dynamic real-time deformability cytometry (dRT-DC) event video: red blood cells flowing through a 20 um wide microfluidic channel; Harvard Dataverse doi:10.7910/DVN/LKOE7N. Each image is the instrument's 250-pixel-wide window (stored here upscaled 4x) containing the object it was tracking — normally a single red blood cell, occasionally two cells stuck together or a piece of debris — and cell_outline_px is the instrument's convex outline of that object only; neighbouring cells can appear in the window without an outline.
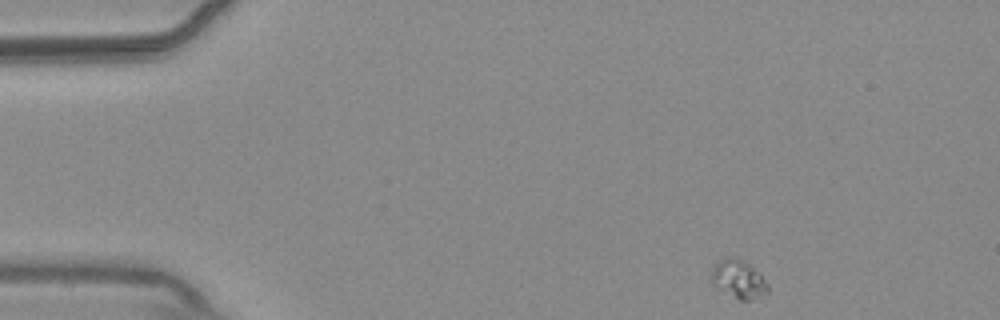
{"species": "common noctule bat (a hibernating species)", "species_latin": "Nyctalus noctula", "temperature_condition": "warm", "stored_images_in_passage": 50, "camera_frame_rate_fps": 3000, "um_per_image_px": 0.085, "animal": {"sex": "male", "body_mass_g": 20.4}, "frame": {"image": 1, "passage_image": 1, "time_ms": 0.0, "image_size_px": [1000, 320], "cell_outline_px": [[768, 292], [748, 300], [740, 300], [712, 284], [712, 272], [716, 264], [720, 260], [728, 256], [732, 256], [748, 264], [760, 272], [768, 284]], "centroid_in_image_um": [62.8, 23.71], "position_along_channel_um": 22.2, "area_um2": 12.2}}
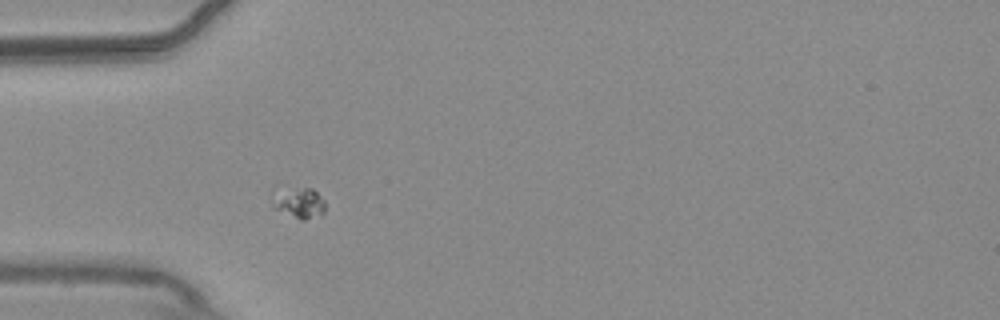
{"frame": {"image": 2, "passage_image": 11, "time_ms": 3.333, "image_size_px": [1000, 320], "cell_outline_px": [[324, 212], [320, 216], [304, 220], [300, 220], [272, 208], [272, 184], [276, 184], [312, 188], [324, 200]], "centroid_in_image_um": [25.27, 17.14], "position_along_channel_um": 59.7, "area_um2": 10.52}}
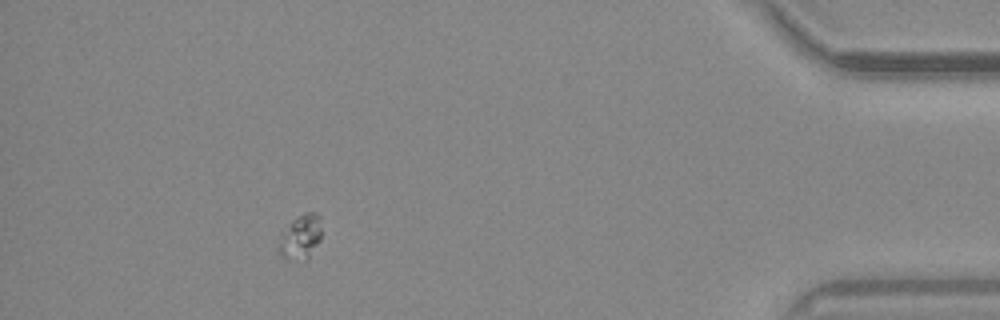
{"frame": {"image": 3, "passage_image": 45, "time_ms": 14.667, "image_size_px": [1000, 320], "cell_outline_px": [[320, 240], [308, 260], [296, 260], [280, 256], [276, 252], [276, 248], [280, 240], [292, 220], [296, 216], [304, 212], [316, 212], [320, 216]], "centroid_in_image_um": [25.55, 20.16], "position_along_channel_um": 409.6, "area_um2": 11.16}}